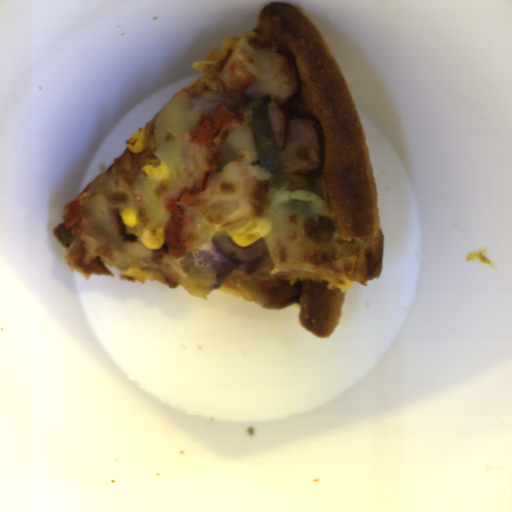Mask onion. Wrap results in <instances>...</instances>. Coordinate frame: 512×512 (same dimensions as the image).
Segmentation results:
<instances>
[{
  "label": "onion",
  "instance_id": "obj_1",
  "mask_svg": "<svg viewBox=\"0 0 512 512\" xmlns=\"http://www.w3.org/2000/svg\"><path fill=\"white\" fill-rule=\"evenodd\" d=\"M189 261L192 269L215 289L234 270L268 276L275 266L262 238L249 246H239L223 230L212 235L210 247L191 253Z\"/></svg>",
  "mask_w": 512,
  "mask_h": 512
}]
</instances>
